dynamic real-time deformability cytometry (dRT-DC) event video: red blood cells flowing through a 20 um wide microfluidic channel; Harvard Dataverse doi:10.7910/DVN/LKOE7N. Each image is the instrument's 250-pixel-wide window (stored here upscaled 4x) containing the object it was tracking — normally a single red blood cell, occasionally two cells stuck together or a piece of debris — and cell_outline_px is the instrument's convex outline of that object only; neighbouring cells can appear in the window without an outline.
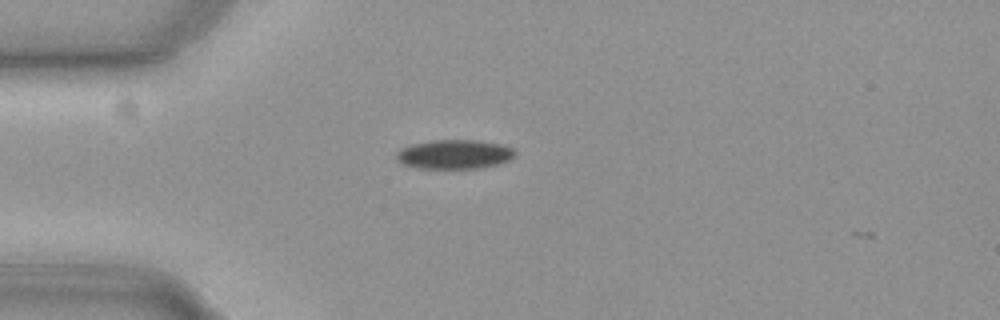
{"species": "common noctule bat (a hibernating species)", "species_latin": "Nyctalus noctula", "temperature_condition": "cold", "stored_images_in_passage": 3, "camera_frame_rate_fps": 3000, "um_per_image_px": 0.085, "animal": {"sex": "female", "body_mass_g": 19.3, "forearm_length_mm": 54.1}, "frame": {"image": 1, "passage_image": 1, "time_ms": 0.0, "image_size_px": [1000, 320], "cell_outline_px": [[516, 156], [508, 160], [496, 164], [476, 168], [420, 168], [404, 164], [396, 160], [396, 152], [400, 148], [412, 144], [436, 140], [476, 140], [500, 144], [512, 148], [516, 152]], "centroid_in_image_um": [38.61, 13.11], "position_along_channel_um": 46.4, "area_um2": 20.0}}